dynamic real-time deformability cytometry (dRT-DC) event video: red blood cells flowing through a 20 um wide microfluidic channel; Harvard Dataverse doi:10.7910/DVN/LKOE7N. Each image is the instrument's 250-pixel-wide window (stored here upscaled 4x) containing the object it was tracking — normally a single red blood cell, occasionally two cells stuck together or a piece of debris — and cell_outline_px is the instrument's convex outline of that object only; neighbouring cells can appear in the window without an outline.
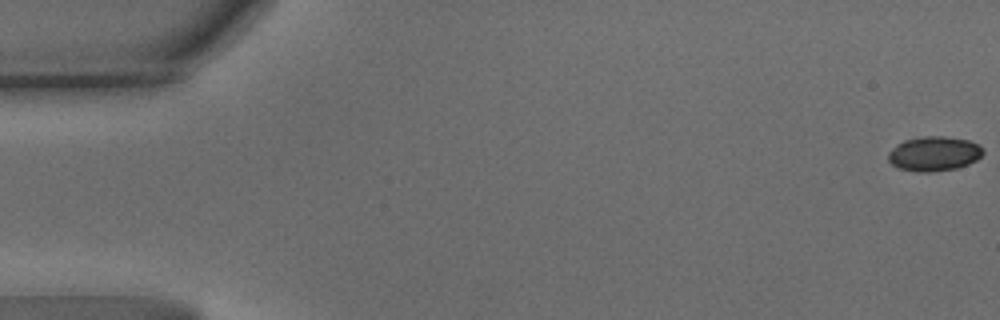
{"species": "common noctule bat (a hibernating species)", "species_latin": "Nyctalus noctula", "temperature_condition": "warm", "stored_images_in_passage": 65, "camera_frame_rate_fps": 3000, "um_per_image_px": 0.085, "animal": {"sex": "male", "body_mass_g": 15.6}, "frame": {"image": 1, "passage_image": 1, "time_ms": 0.0, "image_size_px": [1000, 320], "cell_outline_px": [[984, 152], [976, 160], [968, 164], [956, 168], [928, 172], [916, 172], [900, 168], [892, 164], [888, 160], [888, 152], [896, 144], [904, 140], [924, 136], [944, 136], [968, 140], [980, 144], [984, 148]], "centroid_in_image_um": [79.4, 13.05], "position_along_channel_um": 5.6, "area_um2": 19.19}}
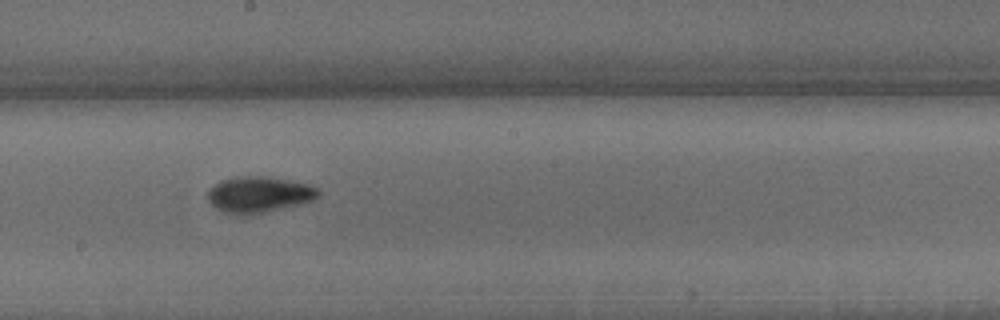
{"frame": {"image": 2, "passage_image": 36, "time_ms": 11.667, "image_size_px": [1000, 320], "cell_outline_px": [[320, 196], [312, 200], [296, 204], [244, 216], [224, 212], [216, 208], [208, 200], [208, 192], [220, 180], [236, 176], [260, 176], [288, 180], [308, 184], [316, 188], [320, 192]], "centroid_in_image_um": [21.98, 16.52], "position_along_channel_um": 226.2, "area_um2": 22.77}}
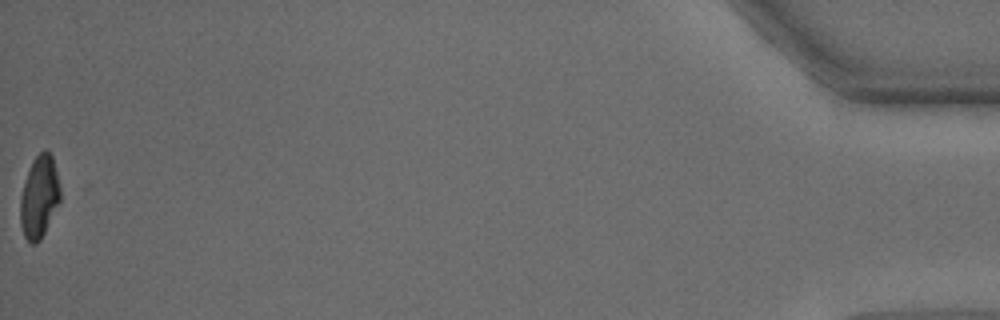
{"frame": {"image": 3, "passage_image": 65, "time_ms": 21.333, "image_size_px": [1000, 320], "cell_outline_px": [[60, 200], [40, 240], [36, 244], [32, 244], [24, 236], [20, 224], [20, 196], [24, 180], [32, 160], [44, 148], [52, 156], [60, 184]], "centroid_in_image_um": [3.32, 16.71], "position_along_channel_um": 431.9, "area_um2": 19.13}, "authors_computed_cell_mechanics": {"area_um2": 20.6346, "velocity_mm_per_s": 3.1603, "shape_relaxation_time_tau1_ms": 2.718, "shape_relaxation_time_tau2_ms": 3.9928, "deformation_change_tau1": 0.1366, "deformation_change_tau2": 0.0843}}